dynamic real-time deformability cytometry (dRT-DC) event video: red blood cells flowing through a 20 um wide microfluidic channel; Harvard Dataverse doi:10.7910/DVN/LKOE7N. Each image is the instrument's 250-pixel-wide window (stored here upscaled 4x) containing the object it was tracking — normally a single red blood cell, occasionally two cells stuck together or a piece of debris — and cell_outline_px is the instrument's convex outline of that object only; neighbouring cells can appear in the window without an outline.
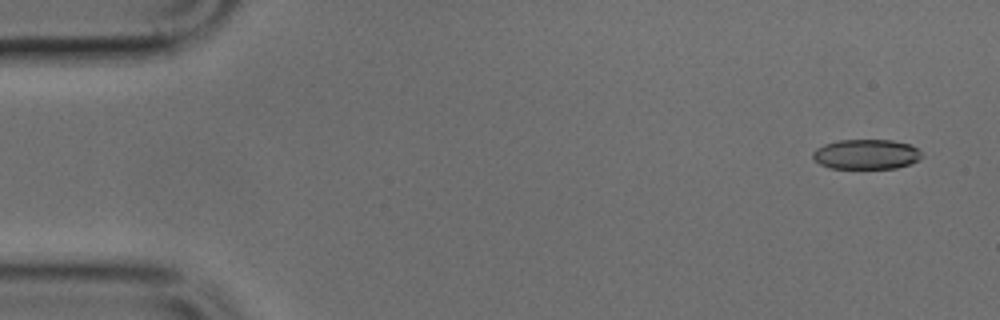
{"species": "common noctule bat (a hibernating species)", "species_latin": "Nyctalus noctula", "temperature_condition": "cold", "stored_images_in_passage": 47, "camera_frame_rate_fps": 3000, "um_per_image_px": 0.085, "animal": {"sex": "male", "body_mass_g": 17.9, "forearm_length_mm": 54.2}, "frame": {"image": 1, "passage_image": 1, "time_ms": 0.0, "image_size_px": [1000, 320], "cell_outline_px": [[924, 156], [920, 160], [896, 168], [832, 168], [820, 164], [812, 156], [812, 152], [816, 148], [824, 144], [840, 140], [892, 140], [908, 144], [916, 148]], "centroid_in_image_um": [73.63, 13.11], "position_along_channel_um": 11.4, "area_um2": 18.9}}
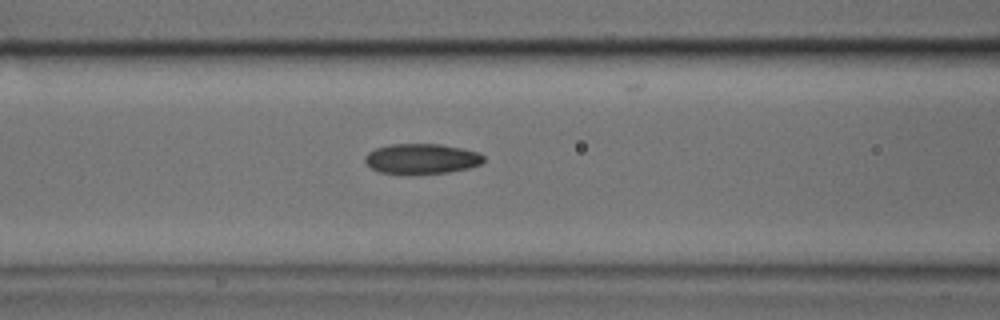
{"frame": {"image": 2, "passage_image": 18, "time_ms": 5.667, "image_size_px": [1000, 320], "cell_outline_px": [[484, 160], [480, 164], [468, 168], [448, 172], [416, 176], [408, 176], [380, 172], [372, 168], [364, 160], [364, 156], [368, 152], [376, 148], [392, 144], [440, 144], [480, 152], [484, 156]], "centroid_in_image_um": [35.82, 13.53], "position_along_channel_um": 130.8, "area_um2": 21.39}}
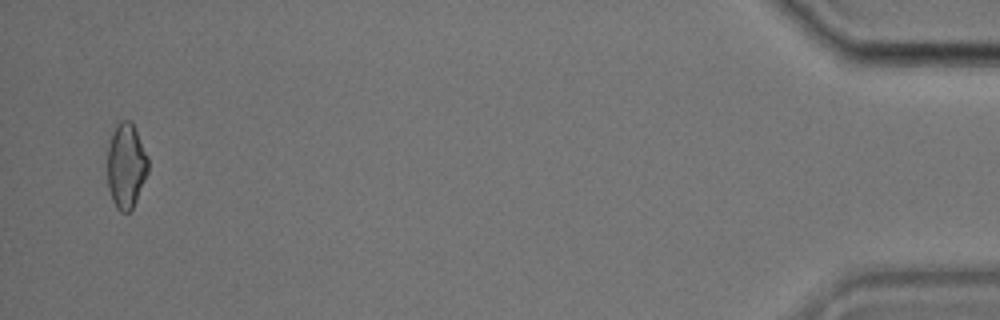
{"frame": {"image": 3, "passage_image": 46, "time_ms": 15.0, "image_size_px": [1000, 320], "cell_outline_px": [[148, 172], [136, 200], [132, 208], [128, 212], [120, 212], [116, 208], [112, 200], [108, 188], [108, 148], [112, 132], [116, 124], [120, 120], [132, 120], [148, 156]], "centroid_in_image_um": [10.72, 14.06], "position_along_channel_um": 424.5, "area_um2": 20.29}}